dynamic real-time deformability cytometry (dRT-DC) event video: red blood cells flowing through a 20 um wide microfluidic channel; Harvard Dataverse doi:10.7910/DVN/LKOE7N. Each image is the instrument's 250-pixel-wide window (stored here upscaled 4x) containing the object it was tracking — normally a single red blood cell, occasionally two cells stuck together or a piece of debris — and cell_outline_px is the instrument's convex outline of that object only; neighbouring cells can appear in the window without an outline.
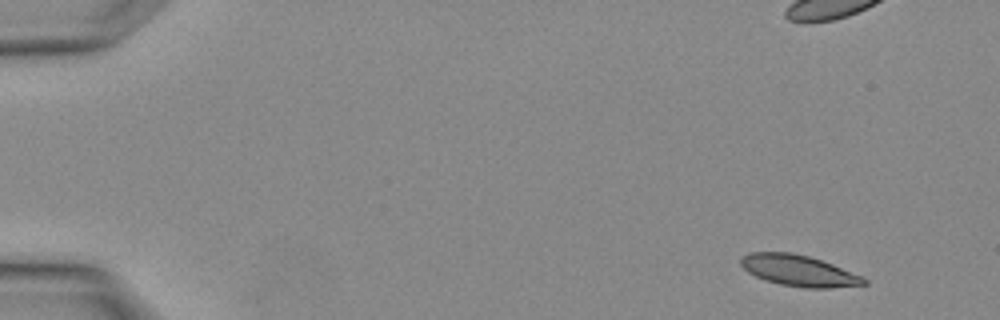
{"species": "Egyptian fruit bat (a non-hibernating species)", "species_latin": "Rousettus aegyptiacus", "temperature_condition": "warm", "stored_images_in_passage": 2, "camera_frame_rate_fps": 3000, "um_per_image_px": 0.085, "animal": {"sex": "female"}, "frame": {"image": 1, "passage_image": 1, "time_ms": 0.0, "image_size_px": [1000, 320], "cell_outline_px": [[868, 284], [832, 288], [804, 288], [780, 284], [764, 280], [748, 272], [740, 264], [740, 256], [748, 252], [792, 252], [808, 256], [832, 264], [864, 276], [868, 280]], "centroid_in_image_um": [67.9, 23.0], "position_along_channel_um": 17.1, "area_um2": 22.54}}